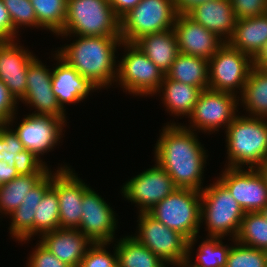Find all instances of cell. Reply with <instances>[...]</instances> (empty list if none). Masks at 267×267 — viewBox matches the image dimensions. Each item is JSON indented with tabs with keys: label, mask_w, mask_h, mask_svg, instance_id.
Wrapping results in <instances>:
<instances>
[{
	"label": "cell",
	"mask_w": 267,
	"mask_h": 267,
	"mask_svg": "<svg viewBox=\"0 0 267 267\" xmlns=\"http://www.w3.org/2000/svg\"><path fill=\"white\" fill-rule=\"evenodd\" d=\"M267 118L236 115L225 129L227 166L257 168L267 159ZM249 165V166H248Z\"/></svg>",
	"instance_id": "3957f363"
},
{
	"label": "cell",
	"mask_w": 267,
	"mask_h": 267,
	"mask_svg": "<svg viewBox=\"0 0 267 267\" xmlns=\"http://www.w3.org/2000/svg\"><path fill=\"white\" fill-rule=\"evenodd\" d=\"M14 161L15 168L19 175L49 173L51 171V168H48V165L45 163V161L42 162L38 157H36L27 149L18 152L14 157Z\"/></svg>",
	"instance_id": "f35d334b"
},
{
	"label": "cell",
	"mask_w": 267,
	"mask_h": 267,
	"mask_svg": "<svg viewBox=\"0 0 267 267\" xmlns=\"http://www.w3.org/2000/svg\"><path fill=\"white\" fill-rule=\"evenodd\" d=\"M120 45L125 55L118 60L115 82L135 97L157 94L165 74L134 43Z\"/></svg>",
	"instance_id": "52a82bcc"
},
{
	"label": "cell",
	"mask_w": 267,
	"mask_h": 267,
	"mask_svg": "<svg viewBox=\"0 0 267 267\" xmlns=\"http://www.w3.org/2000/svg\"><path fill=\"white\" fill-rule=\"evenodd\" d=\"M35 247L28 259L27 267H71L59 260L40 242H37Z\"/></svg>",
	"instance_id": "ab89813d"
},
{
	"label": "cell",
	"mask_w": 267,
	"mask_h": 267,
	"mask_svg": "<svg viewBox=\"0 0 267 267\" xmlns=\"http://www.w3.org/2000/svg\"><path fill=\"white\" fill-rule=\"evenodd\" d=\"M137 230L133 238L149 248L166 264L178 266L187 259L188 240L179 232L168 228L148 212L138 213Z\"/></svg>",
	"instance_id": "9c48e42d"
},
{
	"label": "cell",
	"mask_w": 267,
	"mask_h": 267,
	"mask_svg": "<svg viewBox=\"0 0 267 267\" xmlns=\"http://www.w3.org/2000/svg\"><path fill=\"white\" fill-rule=\"evenodd\" d=\"M208 67L209 89L237 95L243 91L253 59L225 42L208 60Z\"/></svg>",
	"instance_id": "30bf717a"
},
{
	"label": "cell",
	"mask_w": 267,
	"mask_h": 267,
	"mask_svg": "<svg viewBox=\"0 0 267 267\" xmlns=\"http://www.w3.org/2000/svg\"><path fill=\"white\" fill-rule=\"evenodd\" d=\"M78 230L93 243H113L118 220L110 203L91 187L83 194Z\"/></svg>",
	"instance_id": "4fadbf2b"
},
{
	"label": "cell",
	"mask_w": 267,
	"mask_h": 267,
	"mask_svg": "<svg viewBox=\"0 0 267 267\" xmlns=\"http://www.w3.org/2000/svg\"><path fill=\"white\" fill-rule=\"evenodd\" d=\"M72 36L76 39L58 47L57 55L99 90L111 86L117 77L115 52L122 42L121 36L69 35Z\"/></svg>",
	"instance_id": "7a4b0ae2"
},
{
	"label": "cell",
	"mask_w": 267,
	"mask_h": 267,
	"mask_svg": "<svg viewBox=\"0 0 267 267\" xmlns=\"http://www.w3.org/2000/svg\"><path fill=\"white\" fill-rule=\"evenodd\" d=\"M15 116L17 115L15 114L8 124L0 128V161L7 162L11 167H15L14 157L17 153L25 149L13 127L10 129L13 126L12 123L15 122Z\"/></svg>",
	"instance_id": "8d00e7d4"
},
{
	"label": "cell",
	"mask_w": 267,
	"mask_h": 267,
	"mask_svg": "<svg viewBox=\"0 0 267 267\" xmlns=\"http://www.w3.org/2000/svg\"><path fill=\"white\" fill-rule=\"evenodd\" d=\"M116 243L118 267H167L158 255L140 244L132 234L120 238Z\"/></svg>",
	"instance_id": "f1b7e54d"
},
{
	"label": "cell",
	"mask_w": 267,
	"mask_h": 267,
	"mask_svg": "<svg viewBox=\"0 0 267 267\" xmlns=\"http://www.w3.org/2000/svg\"><path fill=\"white\" fill-rule=\"evenodd\" d=\"M155 163V166L126 181L120 189L126 200L138 206L139 213L148 212L177 189L165 169Z\"/></svg>",
	"instance_id": "7c38bea8"
},
{
	"label": "cell",
	"mask_w": 267,
	"mask_h": 267,
	"mask_svg": "<svg viewBox=\"0 0 267 267\" xmlns=\"http://www.w3.org/2000/svg\"><path fill=\"white\" fill-rule=\"evenodd\" d=\"M60 228L59 201L57 192L51 187L43 196L34 217V236Z\"/></svg>",
	"instance_id": "836d02e7"
},
{
	"label": "cell",
	"mask_w": 267,
	"mask_h": 267,
	"mask_svg": "<svg viewBox=\"0 0 267 267\" xmlns=\"http://www.w3.org/2000/svg\"><path fill=\"white\" fill-rule=\"evenodd\" d=\"M235 240L267 251V220L260 212L245 213Z\"/></svg>",
	"instance_id": "d6a6232c"
},
{
	"label": "cell",
	"mask_w": 267,
	"mask_h": 267,
	"mask_svg": "<svg viewBox=\"0 0 267 267\" xmlns=\"http://www.w3.org/2000/svg\"><path fill=\"white\" fill-rule=\"evenodd\" d=\"M186 15L213 32L224 42L231 38L237 23L231 0L207 1L197 5Z\"/></svg>",
	"instance_id": "7402d4cb"
},
{
	"label": "cell",
	"mask_w": 267,
	"mask_h": 267,
	"mask_svg": "<svg viewBox=\"0 0 267 267\" xmlns=\"http://www.w3.org/2000/svg\"><path fill=\"white\" fill-rule=\"evenodd\" d=\"M2 2L9 12L13 28L17 33L20 27L23 29V26L42 29L30 0H2Z\"/></svg>",
	"instance_id": "d590c367"
},
{
	"label": "cell",
	"mask_w": 267,
	"mask_h": 267,
	"mask_svg": "<svg viewBox=\"0 0 267 267\" xmlns=\"http://www.w3.org/2000/svg\"><path fill=\"white\" fill-rule=\"evenodd\" d=\"M134 44L159 69L166 74L179 54L177 39L173 29L144 35Z\"/></svg>",
	"instance_id": "d4e9b609"
},
{
	"label": "cell",
	"mask_w": 267,
	"mask_h": 267,
	"mask_svg": "<svg viewBox=\"0 0 267 267\" xmlns=\"http://www.w3.org/2000/svg\"><path fill=\"white\" fill-rule=\"evenodd\" d=\"M55 172L52 171V188L58 196L60 228L78 229L83 194L90 186L78 178L71 166L61 165Z\"/></svg>",
	"instance_id": "9a60e30c"
},
{
	"label": "cell",
	"mask_w": 267,
	"mask_h": 267,
	"mask_svg": "<svg viewBox=\"0 0 267 267\" xmlns=\"http://www.w3.org/2000/svg\"><path fill=\"white\" fill-rule=\"evenodd\" d=\"M19 176L15 167H11L5 161H0V186L12 181Z\"/></svg>",
	"instance_id": "bcb514c9"
},
{
	"label": "cell",
	"mask_w": 267,
	"mask_h": 267,
	"mask_svg": "<svg viewBox=\"0 0 267 267\" xmlns=\"http://www.w3.org/2000/svg\"><path fill=\"white\" fill-rule=\"evenodd\" d=\"M107 245L110 243H93L78 267H118L115 246L112 255L106 250Z\"/></svg>",
	"instance_id": "74e56055"
},
{
	"label": "cell",
	"mask_w": 267,
	"mask_h": 267,
	"mask_svg": "<svg viewBox=\"0 0 267 267\" xmlns=\"http://www.w3.org/2000/svg\"><path fill=\"white\" fill-rule=\"evenodd\" d=\"M48 173L19 175L12 181L0 186V213L9 215L16 210L36 184Z\"/></svg>",
	"instance_id": "4dcf8cb0"
},
{
	"label": "cell",
	"mask_w": 267,
	"mask_h": 267,
	"mask_svg": "<svg viewBox=\"0 0 267 267\" xmlns=\"http://www.w3.org/2000/svg\"><path fill=\"white\" fill-rule=\"evenodd\" d=\"M56 67L52 69V90L60 107L66 111L64 104L83 102L91 92L99 88L89 79L81 76L71 65L67 64L54 51ZM58 63V64H57Z\"/></svg>",
	"instance_id": "ffe728a7"
},
{
	"label": "cell",
	"mask_w": 267,
	"mask_h": 267,
	"mask_svg": "<svg viewBox=\"0 0 267 267\" xmlns=\"http://www.w3.org/2000/svg\"><path fill=\"white\" fill-rule=\"evenodd\" d=\"M42 29L58 35L64 28L67 0H30Z\"/></svg>",
	"instance_id": "1f68e13d"
},
{
	"label": "cell",
	"mask_w": 267,
	"mask_h": 267,
	"mask_svg": "<svg viewBox=\"0 0 267 267\" xmlns=\"http://www.w3.org/2000/svg\"><path fill=\"white\" fill-rule=\"evenodd\" d=\"M177 15L173 0H141L120 19L121 40L134 43L144 35L173 29Z\"/></svg>",
	"instance_id": "ba28073f"
},
{
	"label": "cell",
	"mask_w": 267,
	"mask_h": 267,
	"mask_svg": "<svg viewBox=\"0 0 267 267\" xmlns=\"http://www.w3.org/2000/svg\"><path fill=\"white\" fill-rule=\"evenodd\" d=\"M238 101L248 116L267 118V72L253 66Z\"/></svg>",
	"instance_id": "83f0119b"
},
{
	"label": "cell",
	"mask_w": 267,
	"mask_h": 267,
	"mask_svg": "<svg viewBox=\"0 0 267 267\" xmlns=\"http://www.w3.org/2000/svg\"><path fill=\"white\" fill-rule=\"evenodd\" d=\"M196 133L179 123L168 122L156 141L154 158L177 188L202 191L208 155Z\"/></svg>",
	"instance_id": "6da1fadb"
},
{
	"label": "cell",
	"mask_w": 267,
	"mask_h": 267,
	"mask_svg": "<svg viewBox=\"0 0 267 267\" xmlns=\"http://www.w3.org/2000/svg\"><path fill=\"white\" fill-rule=\"evenodd\" d=\"M19 102L10 93L7 86L0 80V124L6 125L17 112Z\"/></svg>",
	"instance_id": "b9f144b4"
},
{
	"label": "cell",
	"mask_w": 267,
	"mask_h": 267,
	"mask_svg": "<svg viewBox=\"0 0 267 267\" xmlns=\"http://www.w3.org/2000/svg\"><path fill=\"white\" fill-rule=\"evenodd\" d=\"M260 213L267 220V205L260 211Z\"/></svg>",
	"instance_id": "f907efd6"
},
{
	"label": "cell",
	"mask_w": 267,
	"mask_h": 267,
	"mask_svg": "<svg viewBox=\"0 0 267 267\" xmlns=\"http://www.w3.org/2000/svg\"><path fill=\"white\" fill-rule=\"evenodd\" d=\"M201 191V223L206 225L208 236L236 238L244 210L229 189L219 180ZM230 234V235H229Z\"/></svg>",
	"instance_id": "277c9868"
},
{
	"label": "cell",
	"mask_w": 267,
	"mask_h": 267,
	"mask_svg": "<svg viewBox=\"0 0 267 267\" xmlns=\"http://www.w3.org/2000/svg\"><path fill=\"white\" fill-rule=\"evenodd\" d=\"M226 267H267V251L246 246L233 239Z\"/></svg>",
	"instance_id": "e575fe53"
},
{
	"label": "cell",
	"mask_w": 267,
	"mask_h": 267,
	"mask_svg": "<svg viewBox=\"0 0 267 267\" xmlns=\"http://www.w3.org/2000/svg\"><path fill=\"white\" fill-rule=\"evenodd\" d=\"M256 169L264 178L266 186H267V159L263 161Z\"/></svg>",
	"instance_id": "c3c4849f"
},
{
	"label": "cell",
	"mask_w": 267,
	"mask_h": 267,
	"mask_svg": "<svg viewBox=\"0 0 267 267\" xmlns=\"http://www.w3.org/2000/svg\"><path fill=\"white\" fill-rule=\"evenodd\" d=\"M120 36V19L108 0H67L63 30L58 37Z\"/></svg>",
	"instance_id": "5b68a950"
},
{
	"label": "cell",
	"mask_w": 267,
	"mask_h": 267,
	"mask_svg": "<svg viewBox=\"0 0 267 267\" xmlns=\"http://www.w3.org/2000/svg\"><path fill=\"white\" fill-rule=\"evenodd\" d=\"M21 102L37 111L32 112L33 115L67 118L52 90V70L38 58L29 64L26 92Z\"/></svg>",
	"instance_id": "e0dca14e"
},
{
	"label": "cell",
	"mask_w": 267,
	"mask_h": 267,
	"mask_svg": "<svg viewBox=\"0 0 267 267\" xmlns=\"http://www.w3.org/2000/svg\"><path fill=\"white\" fill-rule=\"evenodd\" d=\"M234 93L204 89L194 106L192 114L187 117L190 125L185 126L191 131H202L206 134L227 129L238 114L239 101Z\"/></svg>",
	"instance_id": "8fae6325"
},
{
	"label": "cell",
	"mask_w": 267,
	"mask_h": 267,
	"mask_svg": "<svg viewBox=\"0 0 267 267\" xmlns=\"http://www.w3.org/2000/svg\"><path fill=\"white\" fill-rule=\"evenodd\" d=\"M197 237L187 242V260L189 263L198 267H226L231 246L224 244L222 237L207 236L206 240H203L198 246L196 261L191 262L194 244L199 239Z\"/></svg>",
	"instance_id": "f546056e"
},
{
	"label": "cell",
	"mask_w": 267,
	"mask_h": 267,
	"mask_svg": "<svg viewBox=\"0 0 267 267\" xmlns=\"http://www.w3.org/2000/svg\"><path fill=\"white\" fill-rule=\"evenodd\" d=\"M210 0H173L177 14H187L197 5L203 4Z\"/></svg>",
	"instance_id": "f6af8a7d"
},
{
	"label": "cell",
	"mask_w": 267,
	"mask_h": 267,
	"mask_svg": "<svg viewBox=\"0 0 267 267\" xmlns=\"http://www.w3.org/2000/svg\"><path fill=\"white\" fill-rule=\"evenodd\" d=\"M227 43L253 59L267 45V12L237 19L233 35Z\"/></svg>",
	"instance_id": "cb8c5ba5"
},
{
	"label": "cell",
	"mask_w": 267,
	"mask_h": 267,
	"mask_svg": "<svg viewBox=\"0 0 267 267\" xmlns=\"http://www.w3.org/2000/svg\"><path fill=\"white\" fill-rule=\"evenodd\" d=\"M179 52L209 60L225 43L186 14H178L173 27Z\"/></svg>",
	"instance_id": "d6986e66"
},
{
	"label": "cell",
	"mask_w": 267,
	"mask_h": 267,
	"mask_svg": "<svg viewBox=\"0 0 267 267\" xmlns=\"http://www.w3.org/2000/svg\"><path fill=\"white\" fill-rule=\"evenodd\" d=\"M177 267H198V266L191 265V263H189V260L186 259L182 263H180Z\"/></svg>",
	"instance_id": "681fc988"
},
{
	"label": "cell",
	"mask_w": 267,
	"mask_h": 267,
	"mask_svg": "<svg viewBox=\"0 0 267 267\" xmlns=\"http://www.w3.org/2000/svg\"><path fill=\"white\" fill-rule=\"evenodd\" d=\"M253 66L267 72V45L263 46L259 53L253 58Z\"/></svg>",
	"instance_id": "7dc6e473"
},
{
	"label": "cell",
	"mask_w": 267,
	"mask_h": 267,
	"mask_svg": "<svg viewBox=\"0 0 267 267\" xmlns=\"http://www.w3.org/2000/svg\"><path fill=\"white\" fill-rule=\"evenodd\" d=\"M148 213L190 241L201 227V191L177 188Z\"/></svg>",
	"instance_id": "8992f818"
},
{
	"label": "cell",
	"mask_w": 267,
	"mask_h": 267,
	"mask_svg": "<svg viewBox=\"0 0 267 267\" xmlns=\"http://www.w3.org/2000/svg\"><path fill=\"white\" fill-rule=\"evenodd\" d=\"M245 213L260 212L267 205V186L256 168L225 167L217 177Z\"/></svg>",
	"instance_id": "5bb4252c"
},
{
	"label": "cell",
	"mask_w": 267,
	"mask_h": 267,
	"mask_svg": "<svg viewBox=\"0 0 267 267\" xmlns=\"http://www.w3.org/2000/svg\"><path fill=\"white\" fill-rule=\"evenodd\" d=\"M115 15L121 19L127 12L134 8L141 0H108Z\"/></svg>",
	"instance_id": "ee69618b"
},
{
	"label": "cell",
	"mask_w": 267,
	"mask_h": 267,
	"mask_svg": "<svg viewBox=\"0 0 267 267\" xmlns=\"http://www.w3.org/2000/svg\"><path fill=\"white\" fill-rule=\"evenodd\" d=\"M165 75L169 79L198 87L201 90L208 89V60L179 52Z\"/></svg>",
	"instance_id": "4316f807"
},
{
	"label": "cell",
	"mask_w": 267,
	"mask_h": 267,
	"mask_svg": "<svg viewBox=\"0 0 267 267\" xmlns=\"http://www.w3.org/2000/svg\"><path fill=\"white\" fill-rule=\"evenodd\" d=\"M17 35V32L13 28L9 12L2 0H0V41L17 40Z\"/></svg>",
	"instance_id": "7bdbcfd3"
},
{
	"label": "cell",
	"mask_w": 267,
	"mask_h": 267,
	"mask_svg": "<svg viewBox=\"0 0 267 267\" xmlns=\"http://www.w3.org/2000/svg\"><path fill=\"white\" fill-rule=\"evenodd\" d=\"M39 239L38 242L71 267L79 266L87 249L93 244L78 229L70 228H57L43 233Z\"/></svg>",
	"instance_id": "44dd1931"
},
{
	"label": "cell",
	"mask_w": 267,
	"mask_h": 267,
	"mask_svg": "<svg viewBox=\"0 0 267 267\" xmlns=\"http://www.w3.org/2000/svg\"><path fill=\"white\" fill-rule=\"evenodd\" d=\"M65 121L66 118L29 114L13 130L24 148L43 162L41 156L60 143L63 127L67 124Z\"/></svg>",
	"instance_id": "2e32d148"
},
{
	"label": "cell",
	"mask_w": 267,
	"mask_h": 267,
	"mask_svg": "<svg viewBox=\"0 0 267 267\" xmlns=\"http://www.w3.org/2000/svg\"><path fill=\"white\" fill-rule=\"evenodd\" d=\"M237 19L263 15L267 12V0H231Z\"/></svg>",
	"instance_id": "60d3db41"
},
{
	"label": "cell",
	"mask_w": 267,
	"mask_h": 267,
	"mask_svg": "<svg viewBox=\"0 0 267 267\" xmlns=\"http://www.w3.org/2000/svg\"><path fill=\"white\" fill-rule=\"evenodd\" d=\"M17 41L20 42L19 40L0 41V80L20 102L26 92L29 64L36 55L34 56Z\"/></svg>",
	"instance_id": "ac0fdd59"
},
{
	"label": "cell",
	"mask_w": 267,
	"mask_h": 267,
	"mask_svg": "<svg viewBox=\"0 0 267 267\" xmlns=\"http://www.w3.org/2000/svg\"><path fill=\"white\" fill-rule=\"evenodd\" d=\"M52 187V171H50L38 184H36L19 205V207L10 213L11 218L9 226L10 235L19 242L31 241L34 236V217L35 210L43 198L44 194Z\"/></svg>",
	"instance_id": "603a6c76"
},
{
	"label": "cell",
	"mask_w": 267,
	"mask_h": 267,
	"mask_svg": "<svg viewBox=\"0 0 267 267\" xmlns=\"http://www.w3.org/2000/svg\"><path fill=\"white\" fill-rule=\"evenodd\" d=\"M166 110L176 116H190L202 90L198 87L169 79L166 75L157 91Z\"/></svg>",
	"instance_id": "484cf974"
}]
</instances>
